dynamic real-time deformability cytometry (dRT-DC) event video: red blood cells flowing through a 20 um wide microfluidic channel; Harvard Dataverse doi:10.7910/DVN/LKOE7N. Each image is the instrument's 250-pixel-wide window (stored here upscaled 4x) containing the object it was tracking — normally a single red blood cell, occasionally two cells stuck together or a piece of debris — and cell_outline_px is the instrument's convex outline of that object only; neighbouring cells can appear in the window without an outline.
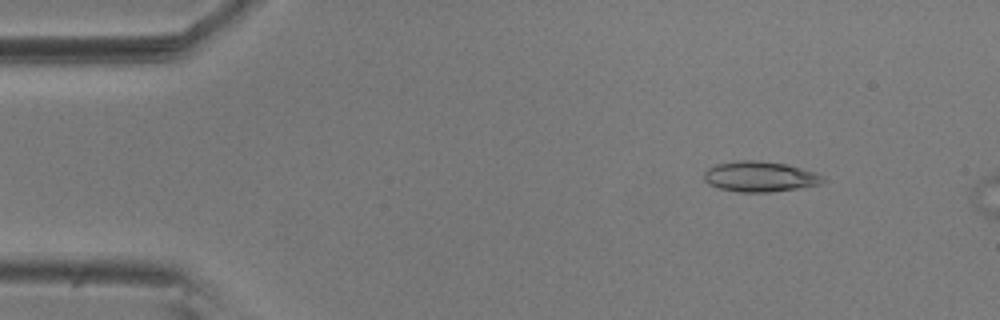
{"species": "common noctule bat (a hibernating species)", "species_latin": "Nyctalus noctula", "temperature_condition": "room temperature", "stored_images_in_passage": 11, "camera_frame_rate_fps": 3000, "um_per_image_px": 0.085, "animal": {"sex": "male", "body_mass_g": 20.5, "forearm_length_mm": 52.5}, "frame": {"image": 1, "passage_image": 4, "time_ms": 1.0, "image_size_px": [1000, 320], "cell_outline_px": [[824, 180], [820, 184], [796, 188], [768, 192], [740, 192], [720, 188], [708, 184], [704, 180], [704, 172], [708, 168], [716, 164], [740, 160], [752, 160], [784, 164], [816, 172], [824, 176]], "centroid_in_image_um": [64.57, 15.01], "position_along_channel_um": 20.4, "area_um2": 20.81}}